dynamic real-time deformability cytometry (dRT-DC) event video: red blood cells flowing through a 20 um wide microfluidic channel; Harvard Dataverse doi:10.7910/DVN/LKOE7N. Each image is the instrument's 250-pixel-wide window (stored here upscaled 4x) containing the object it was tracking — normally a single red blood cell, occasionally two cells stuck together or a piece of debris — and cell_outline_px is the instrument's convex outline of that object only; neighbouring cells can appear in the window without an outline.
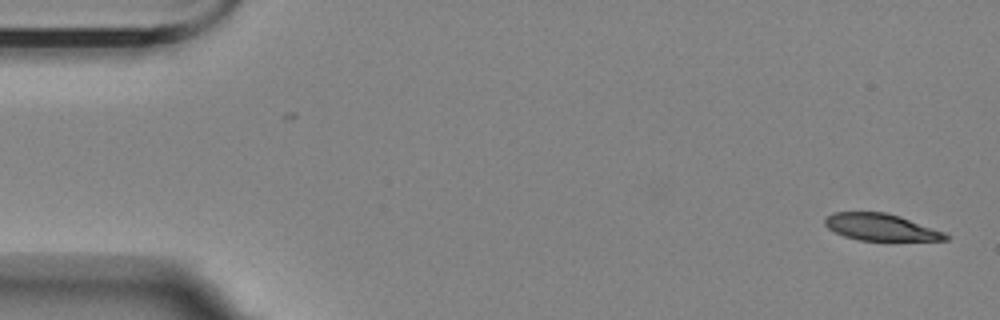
{"species": "Egyptian fruit bat (a non-hibernating species)", "species_latin": "Rousettus aegyptiacus", "temperature_condition": "room temperature", "stored_images_in_passage": 5, "camera_frame_rate_fps": 3000, "um_per_image_px": 0.085, "animal": {"sex": "female"}, "frame": {"image": 1, "passage_image": 1, "time_ms": 0.0, "image_size_px": [1000, 320], "cell_outline_px": [[948, 240], [860, 240], [844, 236], [828, 228], [824, 224], [824, 220], [832, 212], [884, 212], [900, 216], [944, 232], [948, 236]], "centroid_in_image_um": [74.84, 19.3], "position_along_channel_um": 10.2, "area_um2": 18.61}}
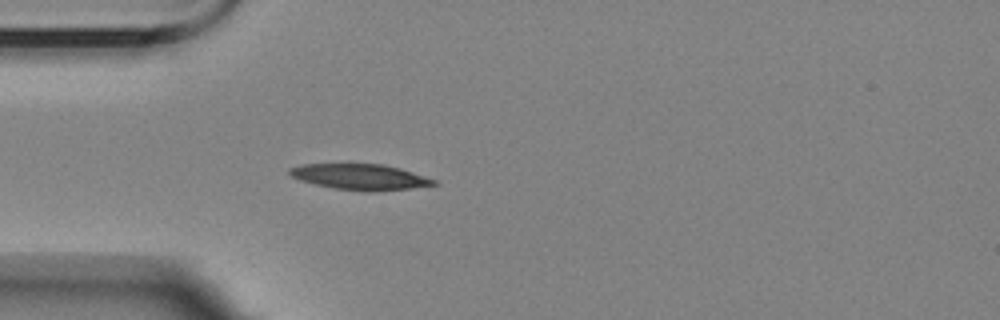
{"frame": {"image": 2, "passage_image": 5, "time_ms": 4.667, "image_size_px": [1000, 320], "cell_outline_px": [[440, 184], [408, 188], [372, 192], [368, 192], [336, 188], [316, 184], [300, 180], [292, 176], [288, 172], [288, 168], [300, 164], [348, 160], [384, 164], [400, 168], [436, 180]], "centroid_in_image_um": [30.53, 14.96], "position_along_channel_um": 54.5, "area_um2": 22.72}}